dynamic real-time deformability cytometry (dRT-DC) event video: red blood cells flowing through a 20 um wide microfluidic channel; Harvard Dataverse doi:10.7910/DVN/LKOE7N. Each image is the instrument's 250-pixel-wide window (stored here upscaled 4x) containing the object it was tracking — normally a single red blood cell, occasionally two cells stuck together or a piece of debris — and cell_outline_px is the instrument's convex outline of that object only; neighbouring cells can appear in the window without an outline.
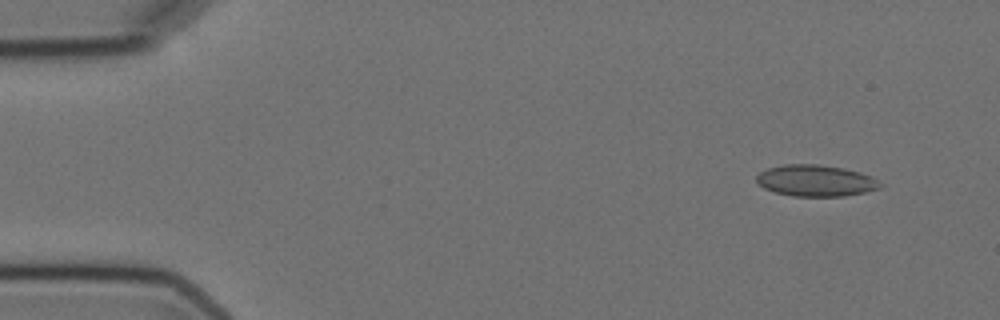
{"species": "Egyptian fruit bat (a non-hibernating species)", "species_latin": "Rousettus aegyptiacus", "temperature_condition": "cold", "stored_images_in_passage": 5, "camera_frame_rate_fps": 3000, "um_per_image_px": 0.085, "animal": {"sex": "female"}, "frame": {"image": 1, "passage_image": 2, "time_ms": 1.0, "image_size_px": [1000, 320], "cell_outline_px": [[884, 184], [880, 188], [864, 192], [844, 196], [792, 196], [776, 192], [764, 188], [756, 180], [756, 176], [760, 172], [768, 168], [784, 164], [816, 164], [844, 168], [860, 172], [872, 176]], "centroid_in_image_um": [69.36, 15.35], "position_along_channel_um": 15.6, "area_um2": 22.66}}
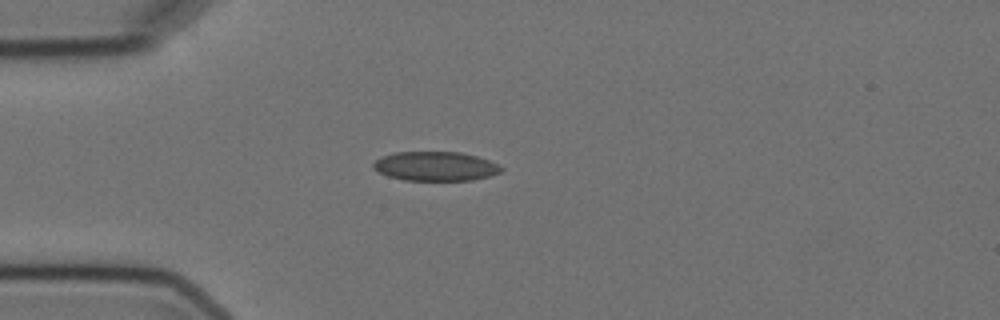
{"frame": {"image": 2, "passage_image": 5, "time_ms": 4.333, "image_size_px": [1000, 320], "cell_outline_px": [[504, 168], [500, 172], [488, 176], [472, 180], [404, 180], [388, 176], [372, 168], [372, 164], [380, 156], [392, 152], [460, 152], [476, 156], [488, 160]], "centroid_in_image_um": [36.97, 14.12], "position_along_channel_um": 48.0, "area_um2": 21.73}}